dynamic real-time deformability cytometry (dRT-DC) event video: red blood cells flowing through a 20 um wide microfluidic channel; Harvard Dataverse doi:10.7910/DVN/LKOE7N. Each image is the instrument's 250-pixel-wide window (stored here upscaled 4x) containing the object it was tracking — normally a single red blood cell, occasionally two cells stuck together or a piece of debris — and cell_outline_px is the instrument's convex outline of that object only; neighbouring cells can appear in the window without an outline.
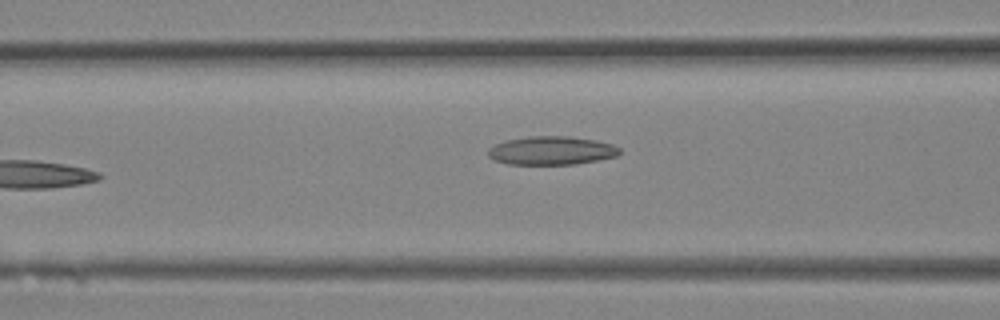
{"species": "Egyptian fruit bat (a non-hibernating species)", "species_latin": "Rousettus aegyptiacus", "temperature_condition": "room temperature", "stored_images_in_passage": 12, "camera_frame_rate_fps": 3000, "um_per_image_px": 0.085, "animal": {"sex": "female"}, "frame": {"image": 1, "passage_image": 12, "time_ms": 3.667, "image_size_px": [1000, 320], "cell_outline_px": [[620, 152], [616, 156], [576, 164], [508, 164], [492, 160], [488, 156], [488, 148], [504, 140], [532, 136], [568, 136], [596, 140], [612, 144], [620, 148]], "centroid_in_image_um": [46.84, 12.79], "position_along_channel_um": 119.8, "area_um2": 21.85}}